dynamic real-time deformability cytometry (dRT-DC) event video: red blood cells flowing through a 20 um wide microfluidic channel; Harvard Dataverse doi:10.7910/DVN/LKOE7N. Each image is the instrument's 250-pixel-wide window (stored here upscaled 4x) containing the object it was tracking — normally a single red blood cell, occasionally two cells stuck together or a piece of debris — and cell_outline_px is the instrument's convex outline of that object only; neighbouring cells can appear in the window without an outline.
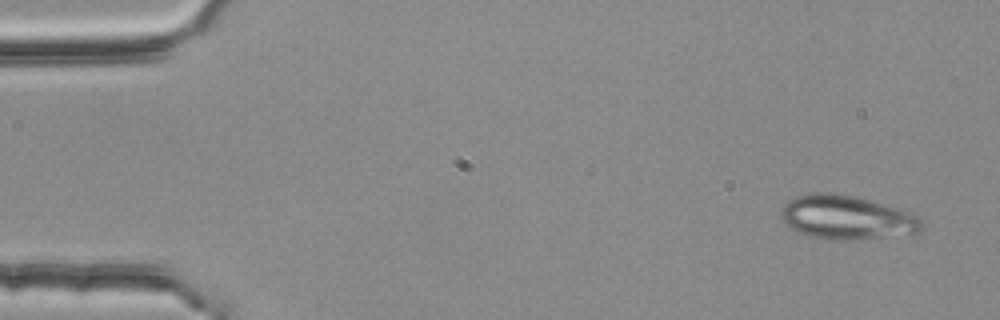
{"species": "common noctule bat (a hibernating species)", "species_latin": "Nyctalus noctula", "temperature_condition": "room temperature", "stored_images_in_passage": 4, "camera_frame_rate_fps": 3000, "um_per_image_px": 0.085, "animal": {"sex": "female", "body_mass_g": 25.1}, "frame": {"image": 1, "passage_image": 1, "time_ms": 0.0, "image_size_px": [1000, 320], "cell_outline_px": [[924, 228], [920, 232], [852, 240], [812, 236], [800, 232], [792, 228], [780, 216], [780, 212], [784, 204], [788, 200], [800, 196], [816, 192], [824, 192], [852, 196], [900, 208], [912, 212], [920, 220]], "centroid_in_image_um": [72.0, 18.47], "position_along_channel_um": 13.0, "area_um2": 35.2}}